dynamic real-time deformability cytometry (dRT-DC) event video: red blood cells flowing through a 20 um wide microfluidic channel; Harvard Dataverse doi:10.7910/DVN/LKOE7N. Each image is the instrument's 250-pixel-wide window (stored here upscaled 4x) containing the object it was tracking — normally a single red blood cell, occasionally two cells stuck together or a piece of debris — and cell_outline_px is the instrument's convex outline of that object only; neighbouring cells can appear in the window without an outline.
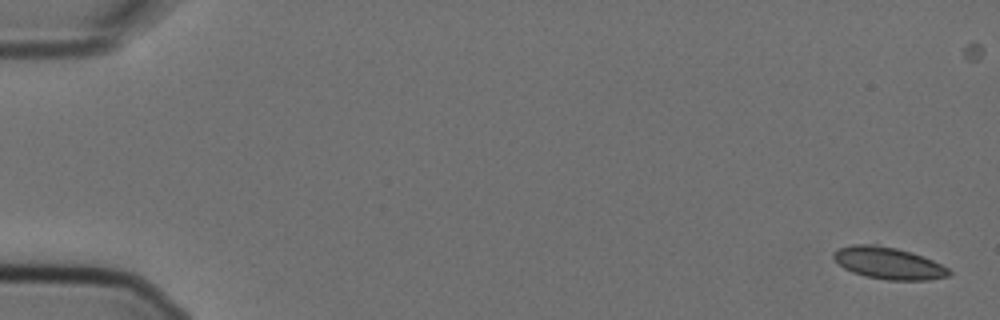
{"species": "Egyptian fruit bat (a non-hibernating species)", "species_latin": "Rousettus aegyptiacus", "temperature_condition": "cold", "stored_images_in_passage": 4, "camera_frame_rate_fps": 3000, "um_per_image_px": 0.085, "animal": {"sex": "female"}, "frame": {"image": 1, "passage_image": 1, "time_ms": 0.0, "image_size_px": [1000, 320], "cell_outline_px": [[952, 272], [948, 276], [928, 280], [888, 280], [864, 276], [852, 272], [844, 268], [832, 256], [832, 252], [840, 248], [852, 244], [876, 244], [896, 248], [912, 252], [932, 260], [948, 268]], "centroid_in_image_um": [75.51, 22.36], "position_along_channel_um": 9.5, "area_um2": 21.44}}